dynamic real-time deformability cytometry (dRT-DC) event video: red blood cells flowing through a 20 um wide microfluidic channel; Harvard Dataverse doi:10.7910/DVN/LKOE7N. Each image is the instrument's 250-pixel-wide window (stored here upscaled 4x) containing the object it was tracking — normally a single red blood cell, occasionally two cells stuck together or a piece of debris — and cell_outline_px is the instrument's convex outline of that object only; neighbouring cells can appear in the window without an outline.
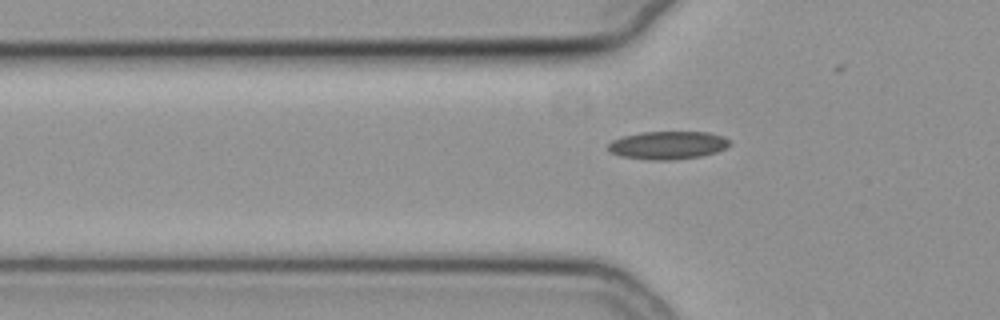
{"species": "common noctule bat (a hibernating species)", "species_latin": "Nyctalus noctula", "temperature_condition": "cold", "stored_images_in_passage": 37, "camera_frame_rate_fps": 3000, "um_per_image_px": 0.085, "animal": {"sex": "female", "body_mass_g": 19.3, "forearm_length_mm": 54.1}, "frame": {"image": 1, "passage_image": 3, "time_ms": 0.667, "image_size_px": [1000, 320], "cell_outline_px": [[732, 144], [716, 152], [700, 156], [672, 160], [652, 160], [620, 156], [608, 152], [608, 144], [612, 140], [624, 136], [644, 132], [708, 132], [724, 136]], "centroid_in_image_um": [56.75, 12.34], "position_along_channel_um": 69.0, "area_um2": 19.83}}
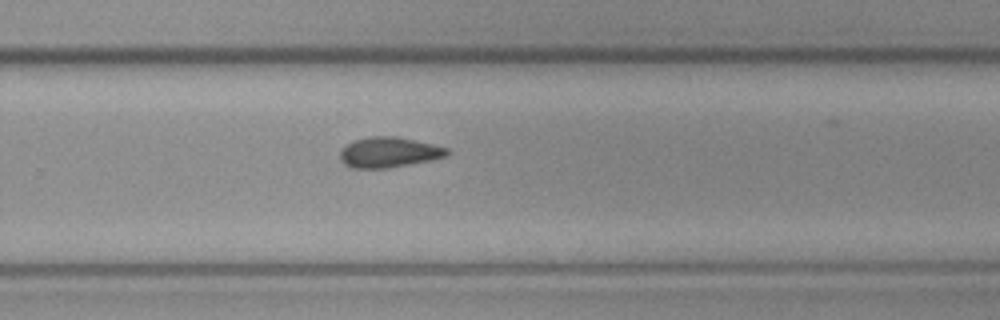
{"frame": {"image": 2, "passage_image": 21, "time_ms": 6.667, "image_size_px": [1000, 320], "cell_outline_px": [[452, 152], [448, 156], [432, 160], [388, 168], [352, 168], [344, 164], [340, 160], [340, 148], [352, 140], [368, 136], [396, 136], [432, 144], [448, 148]], "centroid_in_image_um": [33.04, 12.94], "position_along_channel_um": 296.8, "area_um2": 19.25}}
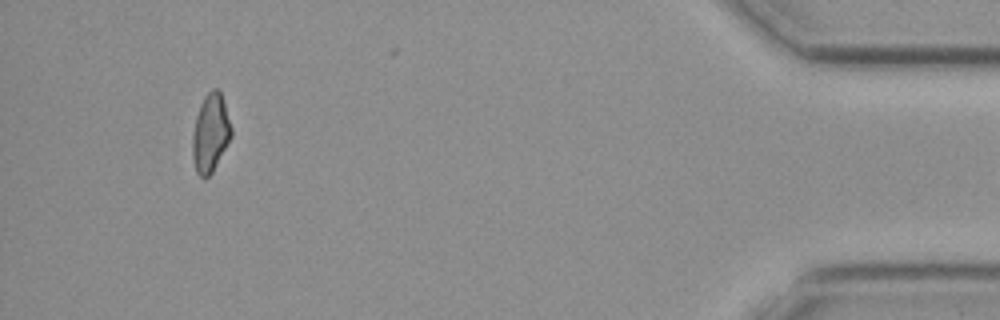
{"frame": {"image": 3, "passage_image": 36, "time_ms": 11.667, "image_size_px": [1000, 320], "cell_outline_px": [[232, 136], [212, 172], [204, 180], [196, 172], [192, 156], [192, 136], [196, 116], [200, 104], [204, 96], [212, 88], [216, 88], [220, 92], [232, 128]], "centroid_in_image_um": [17.87, 11.32], "position_along_channel_um": 417.3, "area_um2": 17.63}}